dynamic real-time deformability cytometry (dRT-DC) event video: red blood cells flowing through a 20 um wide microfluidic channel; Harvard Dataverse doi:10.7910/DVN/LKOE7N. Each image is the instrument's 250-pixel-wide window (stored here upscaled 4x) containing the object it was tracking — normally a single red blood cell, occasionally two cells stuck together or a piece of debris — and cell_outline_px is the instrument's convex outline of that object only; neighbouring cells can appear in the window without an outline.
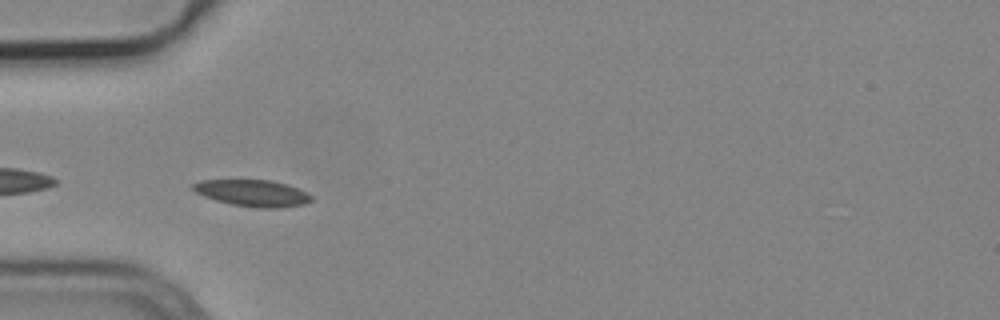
{"species": "common noctule bat (a hibernating species)", "species_latin": "Nyctalus noctula", "temperature_condition": "cold", "stored_images_in_passage": 24, "camera_frame_rate_fps": 3000, "um_per_image_px": 0.085, "animal": {"sex": "male", "body_mass_g": 19.2, "forearm_length_mm": 51.8}, "frame": {"image": 1, "passage_image": 3, "time_ms": 0.667, "image_size_px": [1000, 320], "cell_outline_px": [[312, 200], [304, 204], [280, 208], [260, 208], [232, 204], [216, 200], [204, 196], [196, 192], [192, 188], [192, 184], [200, 180], [272, 180], [288, 184], [308, 192], [312, 196]], "centroid_in_image_um": [21.51, 16.4], "position_along_channel_um": 63.5, "area_um2": 18.38}}
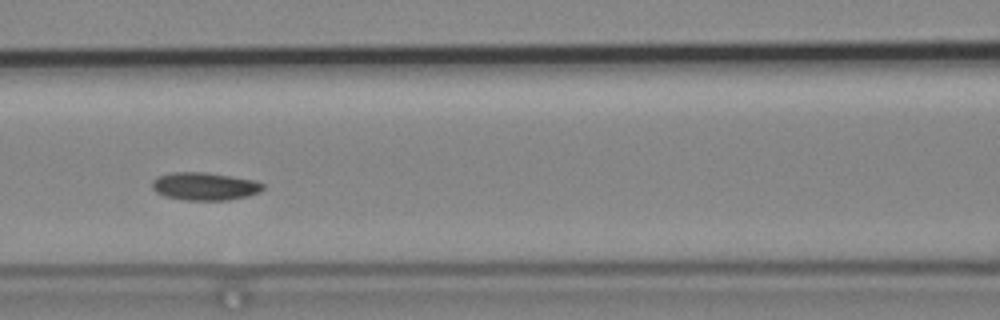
{"frame": {"image": 2, "passage_image": 10, "time_ms": 3.0, "image_size_px": [1000, 320], "cell_outline_px": [[264, 188], [260, 192], [248, 196], [228, 200], [188, 200], [164, 196], [156, 192], [152, 188], [152, 180], [160, 176], [172, 172], [204, 172], [256, 180], [264, 184]], "centroid_in_image_um": [17.42, 15.84], "position_along_channel_um": 149.2, "area_um2": 17.98}}
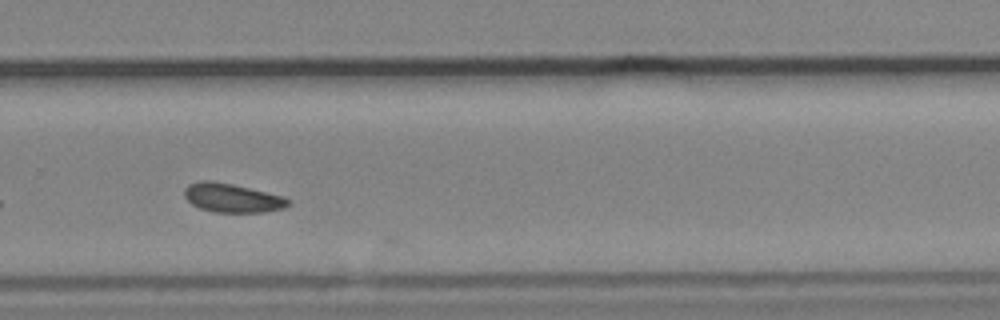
{"frame": {"image": 3, "passage_image": 23, "time_ms": 7.333, "image_size_px": [1000, 320], "cell_outline_px": [[288, 204], [284, 208], [264, 212], [212, 212], [200, 208], [192, 204], [184, 196], [184, 188], [188, 184], [200, 180], [212, 180], [232, 184], [284, 196], [288, 200]], "centroid_in_image_um": [19.69, 16.81], "position_along_channel_um": 310.1, "area_um2": 17.46}}